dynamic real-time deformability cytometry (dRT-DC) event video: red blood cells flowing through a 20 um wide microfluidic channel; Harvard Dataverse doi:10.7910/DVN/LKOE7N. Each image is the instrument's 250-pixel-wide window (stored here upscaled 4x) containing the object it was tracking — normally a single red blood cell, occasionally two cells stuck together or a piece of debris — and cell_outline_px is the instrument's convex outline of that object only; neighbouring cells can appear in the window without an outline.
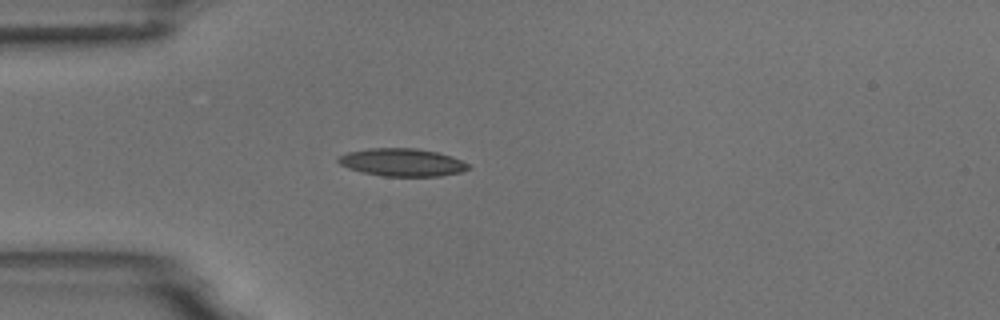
{"species": "common noctule bat (a hibernating species)", "species_latin": "Nyctalus noctula", "temperature_condition": "room temperature", "stored_images_in_passage": 4, "camera_frame_rate_fps": 3000, "um_per_image_px": 0.085, "animal": {"sex": "male", "body_mass_g": 18.8}, "frame": {"image": 1, "passage_image": 3, "time_ms": 3.333, "image_size_px": [1000, 320], "cell_outline_px": [[472, 168], [460, 172], [440, 176], [380, 176], [348, 168], [340, 164], [336, 160], [336, 156], [348, 152], [368, 148], [416, 148], [436, 152], [452, 156], [468, 164]], "centroid_in_image_um": [34.16, 13.79], "position_along_channel_um": 50.8, "area_um2": 21.1}}